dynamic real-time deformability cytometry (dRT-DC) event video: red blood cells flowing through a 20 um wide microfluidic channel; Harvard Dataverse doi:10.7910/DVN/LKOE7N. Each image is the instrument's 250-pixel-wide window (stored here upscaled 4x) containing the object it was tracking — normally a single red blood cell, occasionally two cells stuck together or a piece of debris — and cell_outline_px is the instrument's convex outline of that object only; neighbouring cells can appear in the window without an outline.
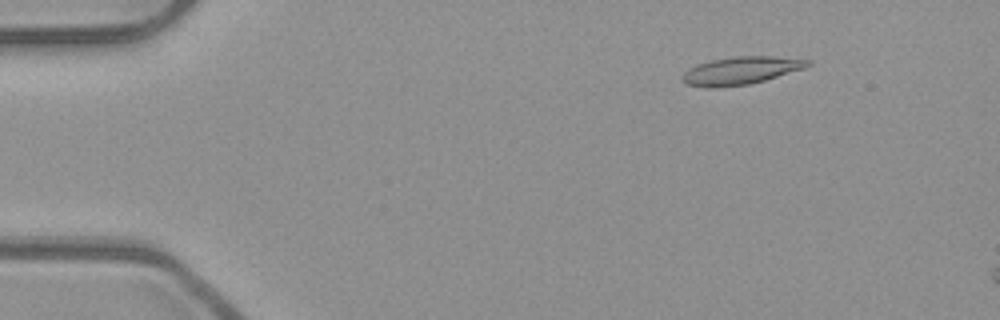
{"species": "common noctule bat (a hibernating species)", "species_latin": "Nyctalus noctula", "temperature_condition": "room temperature", "stored_images_in_passage": 8, "camera_frame_rate_fps": 3000, "um_per_image_px": 0.085, "animal": {"sex": "male", "body_mass_g": 23.1, "forearm_length_mm": 52.7}, "frame": {"image": 1, "passage_image": 2, "time_ms": 0.333, "image_size_px": [1000, 320], "cell_outline_px": [[812, 64], [804, 68], [764, 80], [748, 84], [716, 88], [704, 88], [684, 84], [680, 80], [680, 76], [688, 68], [696, 64], [712, 60], [740, 56], [772, 56], [812, 60]], "centroid_in_image_um": [62.9, 6.01], "position_along_channel_um": 22.1, "area_um2": 20.4}}